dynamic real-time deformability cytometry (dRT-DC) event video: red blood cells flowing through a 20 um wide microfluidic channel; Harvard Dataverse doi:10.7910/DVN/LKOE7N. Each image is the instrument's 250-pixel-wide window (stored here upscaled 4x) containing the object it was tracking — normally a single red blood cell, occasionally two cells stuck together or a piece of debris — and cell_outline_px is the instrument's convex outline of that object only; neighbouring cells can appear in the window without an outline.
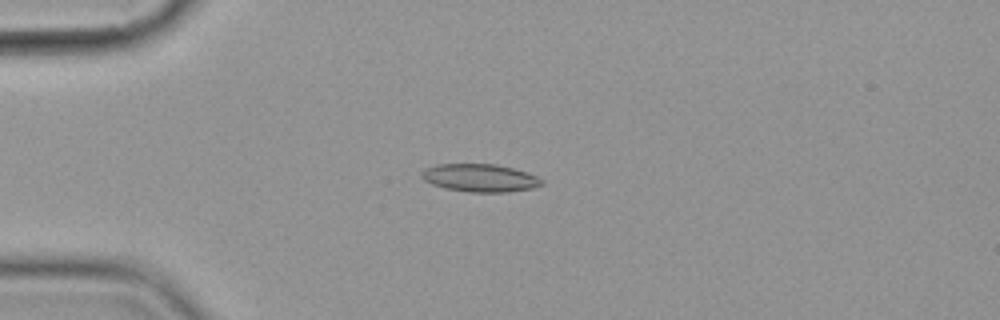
{"species": "common noctule bat (a hibernating species)", "species_latin": "Nyctalus noctula", "temperature_condition": "cold", "stored_images_in_passage": 9, "camera_frame_rate_fps": 3000, "um_per_image_px": 0.085, "animal": {"sex": "female", "body_mass_g": 19.9}, "frame": {"image": 1, "passage_image": 3, "time_ms": 2.333, "image_size_px": [1000, 320], "cell_outline_px": [[544, 184], [532, 188], [508, 192], [468, 192], [444, 188], [432, 184], [424, 180], [420, 176], [420, 172], [424, 168], [436, 164], [496, 164], [528, 172], [544, 180]], "centroid_in_image_um": [40.78, 15.12], "position_along_channel_um": 44.2, "area_um2": 19.71}}
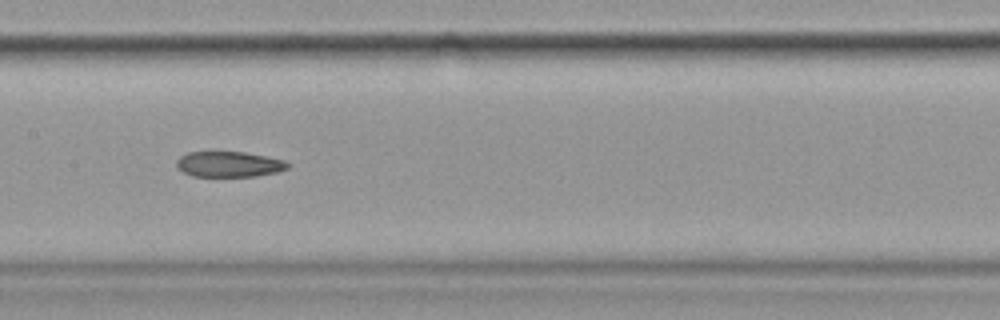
{"frame": {"image": 2, "passage_image": 7, "time_ms": 7.0, "image_size_px": [1000, 320], "cell_outline_px": [[292, 164], [288, 168], [276, 172], [256, 176], [192, 176], [184, 172], [176, 164], [176, 160], [180, 156], [188, 152], [208, 148], [244, 152], [284, 160]], "centroid_in_image_um": [19.42, 13.9], "position_along_channel_um": 188.0, "area_um2": 17.22}}
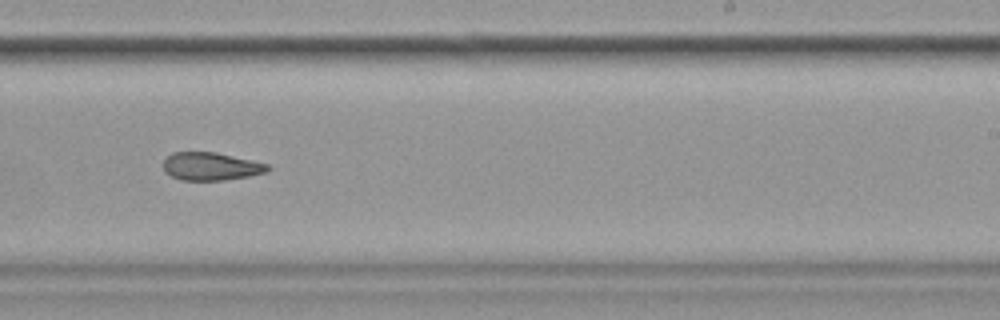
{"frame": {"image": 3, "passage_image": 9, "time_ms": 9.333, "image_size_px": [1000, 320], "cell_outline_px": [[272, 168], [268, 172], [248, 176], [224, 180], [180, 180], [164, 172], [164, 160], [172, 152], [216, 152], [268, 164]], "centroid_in_image_um": [17.94, 14.14], "position_along_channel_um": 271.1, "area_um2": 16.99}}